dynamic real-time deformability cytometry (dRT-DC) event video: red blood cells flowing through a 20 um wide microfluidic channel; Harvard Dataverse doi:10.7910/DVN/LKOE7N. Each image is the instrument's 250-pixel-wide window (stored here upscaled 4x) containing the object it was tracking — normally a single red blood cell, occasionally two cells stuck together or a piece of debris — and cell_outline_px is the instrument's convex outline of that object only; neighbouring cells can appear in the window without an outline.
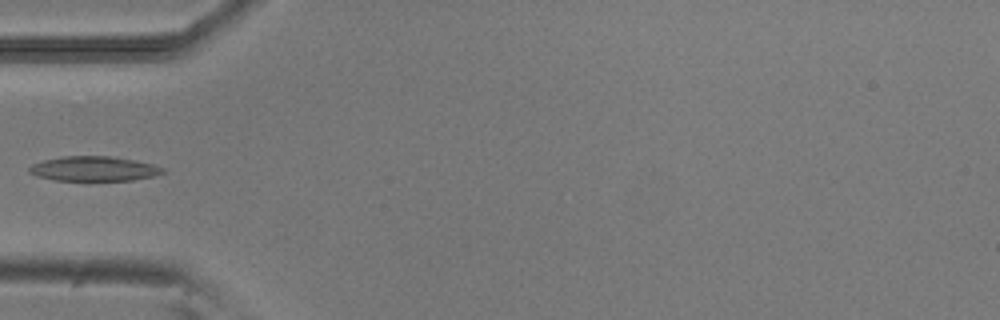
{"species": "common noctule bat (a hibernating species)", "species_latin": "Nyctalus noctula", "temperature_condition": "room temperature", "stored_images_in_passage": 25, "camera_frame_rate_fps": 3000, "um_per_image_px": 0.085, "animal": {"sex": "male", "body_mass_g": 20.5, "forearm_length_mm": 52.5}, "frame": {"image": 1, "passage_image": 1, "time_ms": 0.0, "image_size_px": [1000, 320], "cell_outline_px": [[164, 172], [156, 176], [132, 180], [56, 180], [36, 176], [28, 172], [28, 168], [32, 164], [44, 160], [64, 156], [108, 156], [132, 160], [152, 164], [164, 168]], "centroid_in_image_um": [7.96, 14.34], "position_along_channel_um": 77.0, "area_um2": 19.07}}
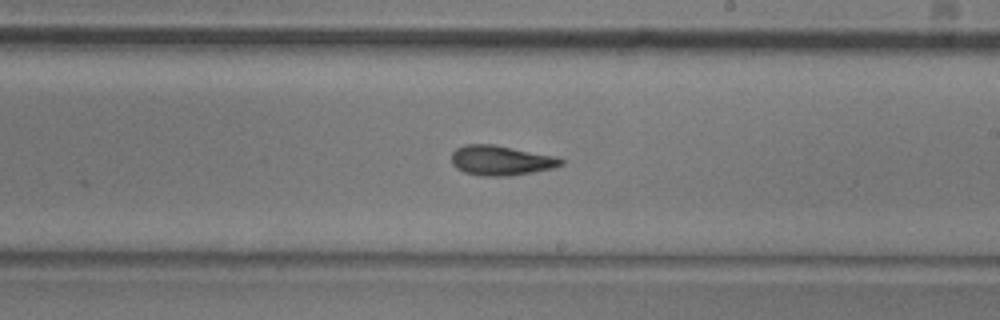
{"frame": {"image": 2, "passage_image": 14, "time_ms": 4.333, "image_size_px": [1000, 320], "cell_outline_px": [[564, 164], [552, 168], [532, 172], [508, 176], [484, 176], [464, 172], [456, 168], [452, 164], [452, 152], [456, 148], [464, 144], [492, 144], [556, 156], [564, 160]], "centroid_in_image_um": [42.57, 13.63], "position_along_channel_um": 246.4, "area_um2": 19.02}}
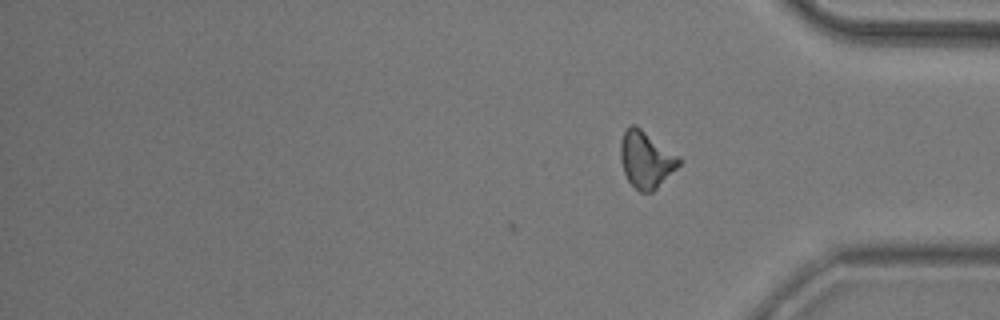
{"frame": {"image": 3, "passage_image": 25, "time_ms": 8.0, "image_size_px": [1000, 320], "cell_outline_px": [[680, 164], [652, 192], [640, 192], [628, 180], [624, 172], [620, 160], [620, 144], [624, 132], [628, 124], [636, 124], [680, 156]], "centroid_in_image_um": [54.9, 13.52], "position_along_channel_um": 380.3, "area_um2": 19.31}}